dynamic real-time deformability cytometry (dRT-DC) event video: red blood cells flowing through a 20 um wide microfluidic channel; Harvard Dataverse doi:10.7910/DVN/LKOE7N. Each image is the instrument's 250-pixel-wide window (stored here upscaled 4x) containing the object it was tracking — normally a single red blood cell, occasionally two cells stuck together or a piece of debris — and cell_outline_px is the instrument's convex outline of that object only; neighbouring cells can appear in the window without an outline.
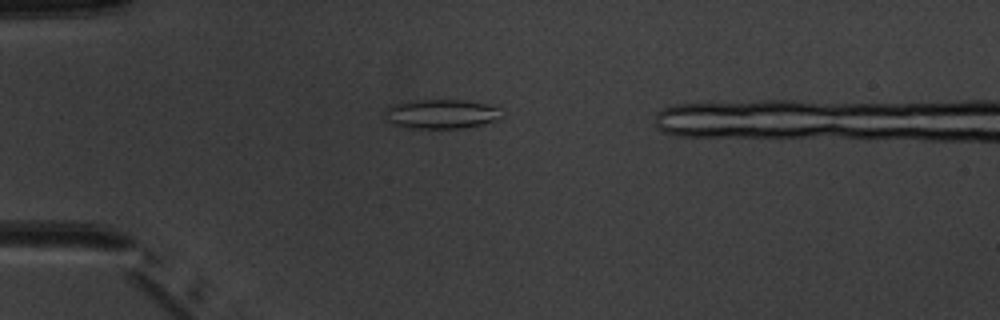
{"species": "common noctule bat (a hibernating species)", "species_latin": "Nyctalus noctula", "temperature_condition": "warm", "stored_images_in_passage": 7, "camera_frame_rate_fps": 3000, "um_per_image_px": 0.085, "animal": {"sex": "male", "body_mass_g": 20.1, "forearm_length_mm": 53.5}, "frame": {"image": 1, "passage_image": 4, "time_ms": 4.667, "image_size_px": [1000, 320], "cell_outline_px": [[500, 116], [492, 120], [480, 124], [464, 128], [408, 128], [392, 124], [384, 120], [384, 108], [392, 104], [408, 100], [464, 100], [484, 104], [496, 108]], "centroid_in_image_um": [37.32, 9.68], "position_along_channel_um": 47.7, "area_um2": 19.83}}
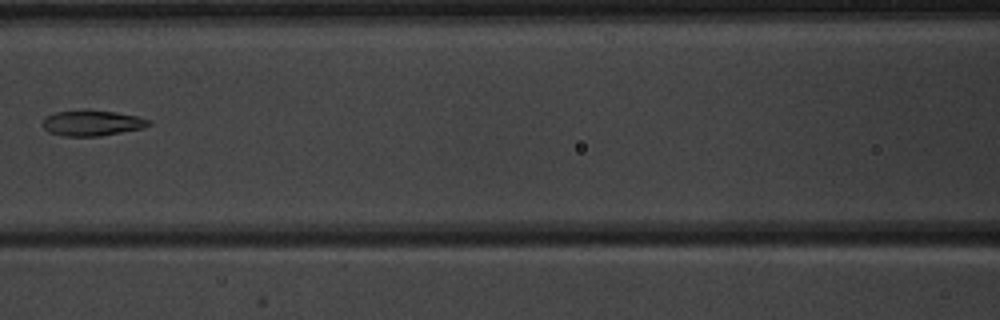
{"frame": {"image": 2, "passage_image": 7, "time_ms": 8.0, "image_size_px": [1000, 320], "cell_outline_px": [[152, 124], [144, 128], [100, 136], [64, 136], [48, 132], [40, 124], [44, 116], [56, 112], [84, 108], [88, 108], [116, 112], [136, 116], [152, 120]], "centroid_in_image_um": [7.8, 10.43], "position_along_channel_um": 158.8, "area_um2": 16.42}}